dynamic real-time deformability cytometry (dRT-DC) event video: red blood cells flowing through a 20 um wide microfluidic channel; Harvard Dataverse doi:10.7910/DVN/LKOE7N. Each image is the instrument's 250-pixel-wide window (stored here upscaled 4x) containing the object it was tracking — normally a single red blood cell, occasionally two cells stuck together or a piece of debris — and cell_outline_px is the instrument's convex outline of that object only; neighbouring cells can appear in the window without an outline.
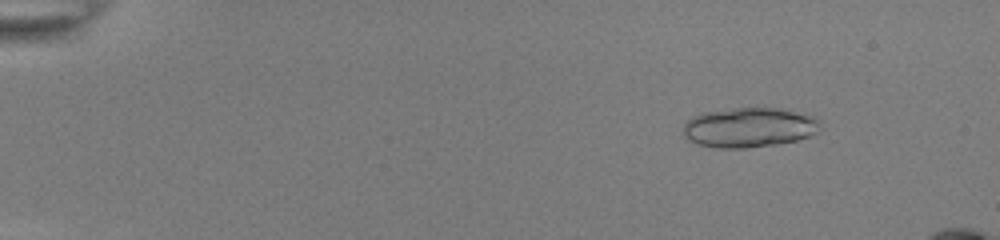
{"species": "common noctule bat (a hibernating species)", "species_latin": "Nyctalus noctula", "temperature_condition": "room temperature", "stored_images_in_passage": 23, "camera_frame_rate_fps": 3000, "um_per_image_px": 0.085, "animal": {"sex": "female", "body_mass_g": 22.0, "forearm_length_mm": 56.7}, "frame": {"image": 1, "passage_image": 7, "time_ms": 2.0, "image_size_px": [1000, 240], "cell_outline_px": [[820, 128], [816, 132], [808, 136], [796, 140], [776, 144], [748, 148], [716, 148], [700, 144], [688, 140], [684, 136], [684, 124], [692, 116], [700, 112], [756, 104], [780, 108], [812, 116], [820, 120]], "centroid_in_image_um": [63.65, 10.78], "position_along_channel_um": 21.3, "area_um2": 32.6}}